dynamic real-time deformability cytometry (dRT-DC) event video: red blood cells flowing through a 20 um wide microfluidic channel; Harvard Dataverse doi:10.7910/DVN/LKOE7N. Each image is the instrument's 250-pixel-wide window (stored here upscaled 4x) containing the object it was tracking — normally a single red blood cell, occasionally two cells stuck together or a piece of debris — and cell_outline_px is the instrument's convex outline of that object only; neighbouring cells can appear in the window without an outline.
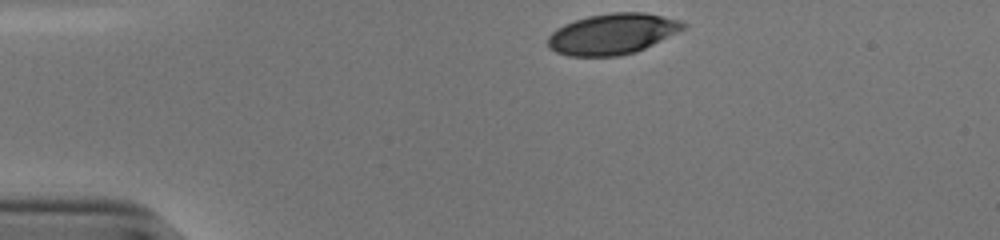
{"species": "human", "species_latin": "Homo sapiens", "temperature_condition": "cold", "stored_images_in_passage": 33, "camera_frame_rate_fps": 3000, "um_per_image_px": 0.085, "donor": {"sex": "male"}, "frame": {"image": 1, "passage_image": 1, "time_ms": 0.0, "image_size_px": [1000, 240], "cell_outline_px": [[688, 24], [684, 28], [636, 52], [620, 56], [568, 56], [556, 52], [548, 48], [548, 36], [556, 28], [564, 24], [588, 16], [612, 12], [644, 12], [680, 20]], "centroid_in_image_um": [52.02, 2.88], "position_along_channel_um": 33.0, "area_um2": 32.02}}
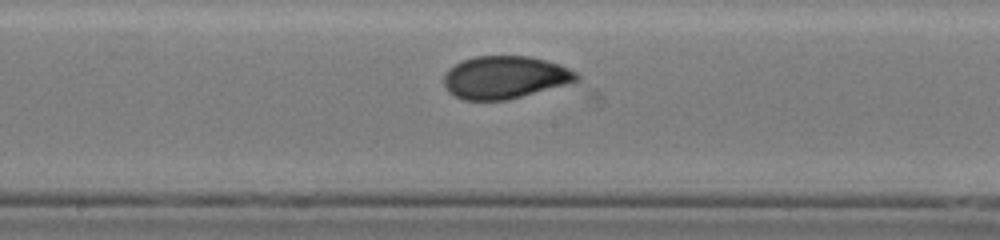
{"frame": {"image": 2, "passage_image": 19, "time_ms": 6.0, "image_size_px": [1000, 240], "cell_outline_px": [[580, 80], [508, 100], [464, 100], [448, 92], [444, 88], [444, 72], [448, 68], [464, 60], [476, 56], [528, 56], [560, 64], [576, 72], [580, 76]], "centroid_in_image_um": [42.89, 6.58], "position_along_channel_um": 205.3, "area_um2": 32.95}}
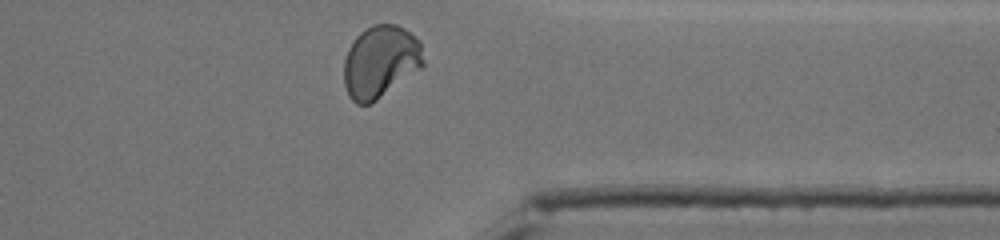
{"frame": {"image": 3, "passage_image": 33, "time_ms": 10.667, "image_size_px": [1000, 240], "cell_outline_px": [[424, 64], [420, 68], [372, 104], [356, 104], [348, 96], [344, 84], [344, 60], [348, 48], [356, 36], [364, 28], [372, 24], [396, 24], [404, 28], [420, 40], [424, 60]], "centroid_in_image_um": [32.32, 5.24], "position_along_channel_um": 379.1, "area_um2": 33.76}, "authors_computed_cell_mechanics": {"area_um2": 33.0616, "velocity_mm_per_s": 3.8266, "shape_relaxation_time_tau1_ms": 5.614, "shape_relaxation_time_tau2_ms": 0.936, "deformation_change_tau1": 0.1632, "deformation_change_tau2": 0.0434}}